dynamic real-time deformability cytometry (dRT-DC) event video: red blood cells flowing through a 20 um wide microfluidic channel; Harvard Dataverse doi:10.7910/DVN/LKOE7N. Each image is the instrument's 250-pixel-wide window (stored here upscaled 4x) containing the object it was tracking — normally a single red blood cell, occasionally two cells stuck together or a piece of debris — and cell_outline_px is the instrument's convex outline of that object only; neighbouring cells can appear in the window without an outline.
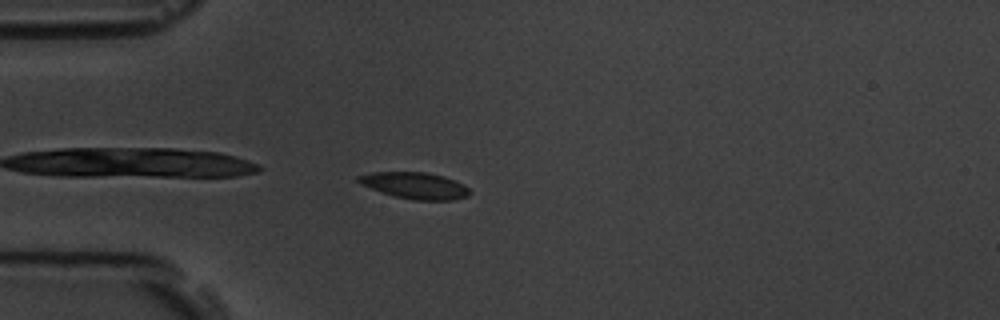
{"species": "common noctule bat (a hibernating species)", "species_latin": "Nyctalus noctula", "temperature_condition": "room temperature", "stored_images_in_passage": 8, "camera_frame_rate_fps": 3000, "um_per_image_px": 0.085, "animal": {"sex": "male", "body_mass_g": 19.5, "forearm_length_mm": 54.6}, "frame": {"image": 1, "passage_image": 2, "time_ms": 1.333, "image_size_px": [1000, 320], "cell_outline_px": [[472, 192], [468, 196], [452, 200], [412, 200], [392, 196], [380, 192], [360, 184], [356, 180], [356, 176], [372, 172], [424, 172], [444, 176], [464, 184]], "centroid_in_image_um": [35.25, 15.78], "position_along_channel_um": 49.7, "area_um2": 17.4}}
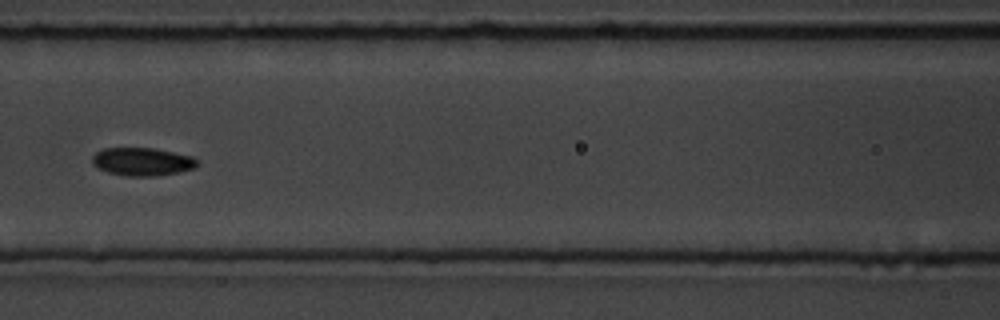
{"frame": {"image": 2, "passage_image": 5, "time_ms": 4.667, "image_size_px": [1000, 320], "cell_outline_px": [[196, 168], [180, 172], [156, 176], [128, 176], [108, 172], [92, 164], [92, 156], [96, 152], [104, 148], [152, 148], [192, 156], [196, 160]], "centroid_in_image_um": [12.09, 13.74], "position_along_channel_um": 154.5, "area_um2": 17.05}}
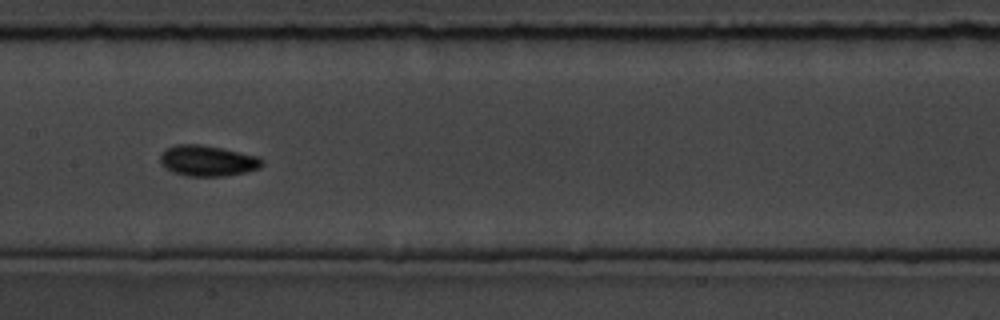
{"frame": {"image": 3, "passage_image": 6, "time_ms": 5.667, "image_size_px": [1000, 320], "cell_outline_px": [[264, 164], [260, 168], [244, 172], [224, 176], [188, 176], [172, 172], [164, 168], [160, 164], [160, 156], [164, 148], [176, 144], [200, 144], [224, 148], [256, 156], [264, 160]], "centroid_in_image_um": [17.61, 13.65], "position_along_channel_um": 189.8, "area_um2": 18.5}}